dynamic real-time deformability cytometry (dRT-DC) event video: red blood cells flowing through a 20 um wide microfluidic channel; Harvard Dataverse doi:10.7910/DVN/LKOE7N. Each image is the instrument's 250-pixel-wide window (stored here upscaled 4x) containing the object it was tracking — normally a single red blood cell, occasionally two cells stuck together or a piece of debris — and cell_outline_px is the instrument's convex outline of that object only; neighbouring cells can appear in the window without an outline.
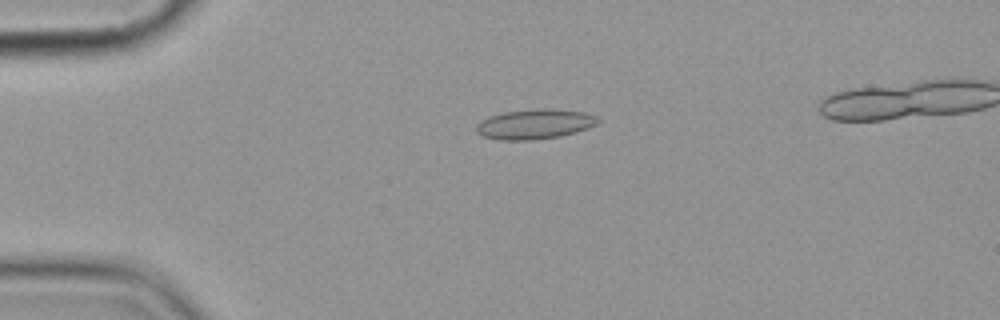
{"species": "common noctule bat (a hibernating species)", "species_latin": "Nyctalus noctula", "temperature_condition": "cold", "stored_images_in_passage": 6, "camera_frame_rate_fps": 3000, "um_per_image_px": 0.085, "animal": {"sex": "female", "body_mass_g": 19.9}, "frame": {"image": 1, "passage_image": 4, "time_ms": 3.667, "image_size_px": [1000, 320], "cell_outline_px": [[600, 120], [596, 124], [588, 128], [576, 132], [560, 136], [532, 140], [500, 140], [484, 136], [476, 132], [476, 124], [480, 120], [488, 116], [504, 112], [548, 108], [552, 108], [584, 112], [596, 116]], "centroid_in_image_um": [45.44, 10.55], "position_along_channel_um": 39.6, "area_um2": 21.21}}